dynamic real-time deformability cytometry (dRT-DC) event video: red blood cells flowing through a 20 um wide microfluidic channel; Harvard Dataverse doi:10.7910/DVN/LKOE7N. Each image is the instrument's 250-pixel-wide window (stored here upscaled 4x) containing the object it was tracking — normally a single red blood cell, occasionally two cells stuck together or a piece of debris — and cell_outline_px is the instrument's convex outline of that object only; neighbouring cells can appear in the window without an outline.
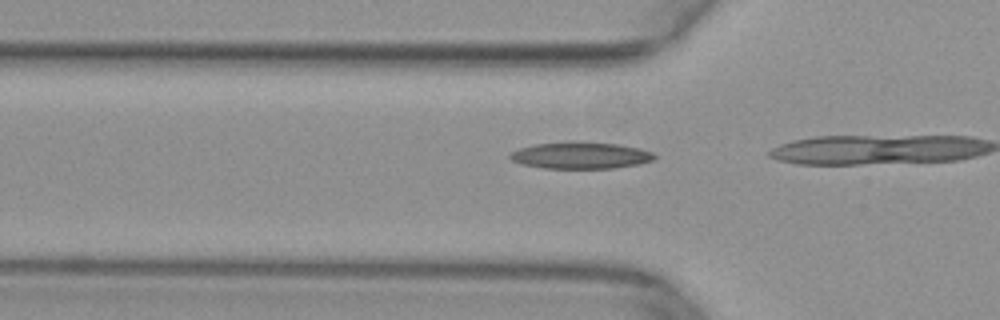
{"species": "common noctule bat (a hibernating species)", "species_latin": "Nyctalus noctula", "temperature_condition": "warm", "stored_images_in_passage": 15, "camera_frame_rate_fps": 3000, "um_per_image_px": 0.085, "animal": {"sex": "female", "body_mass_g": 29.2, "forearm_length_mm": 56.3}, "frame": {"image": 1, "passage_image": 13, "time_ms": 4.0, "image_size_px": [1000, 320], "cell_outline_px": [[656, 156], [652, 160], [640, 164], [612, 168], [544, 168], [520, 164], [512, 160], [508, 156], [512, 152], [520, 148], [532, 144], [620, 144], [640, 148], [652, 152]], "centroid_in_image_um": [49.36, 13.25], "position_along_channel_um": 76.4, "area_um2": 21.56}}